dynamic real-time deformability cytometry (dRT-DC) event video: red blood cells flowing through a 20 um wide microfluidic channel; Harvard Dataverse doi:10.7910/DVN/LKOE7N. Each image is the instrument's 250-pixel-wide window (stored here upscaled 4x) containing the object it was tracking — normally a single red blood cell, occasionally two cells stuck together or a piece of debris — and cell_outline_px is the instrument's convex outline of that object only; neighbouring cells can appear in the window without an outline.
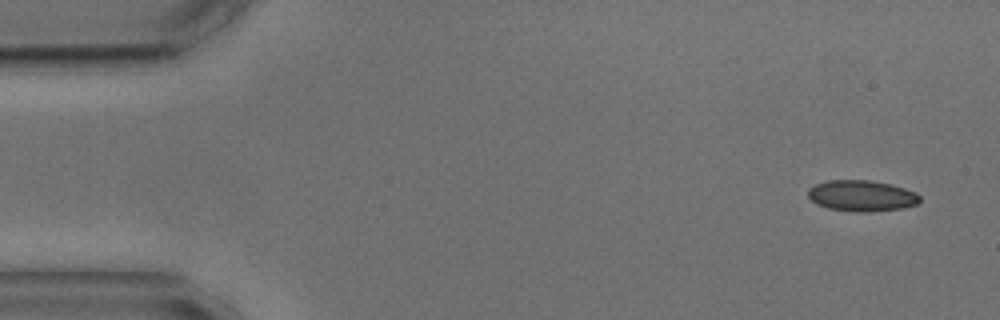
{"species": "common noctule bat (a hibernating species)", "species_latin": "Nyctalus noctula", "temperature_condition": "cold", "stored_images_in_passage": 5, "segment_of_instrument_passage": [1, 2], "camera_frame_rate_fps": 3000, "um_per_image_px": 0.085, "animal": {"sex": "male", "body_mass_g": 17.9, "forearm_length_mm": 54.2}, "frame": {"image": 1, "passage_image": 1, "time_ms": 0.0, "image_size_px": [1000, 320], "cell_outline_px": [[920, 204], [904, 208], [868, 212], [856, 212], [828, 208], [816, 204], [808, 196], [808, 188], [816, 184], [828, 180], [868, 180], [892, 184], [916, 192], [920, 196]], "centroid_in_image_um": [73.27, 16.64], "position_along_channel_um": 11.7, "area_um2": 20.4}}
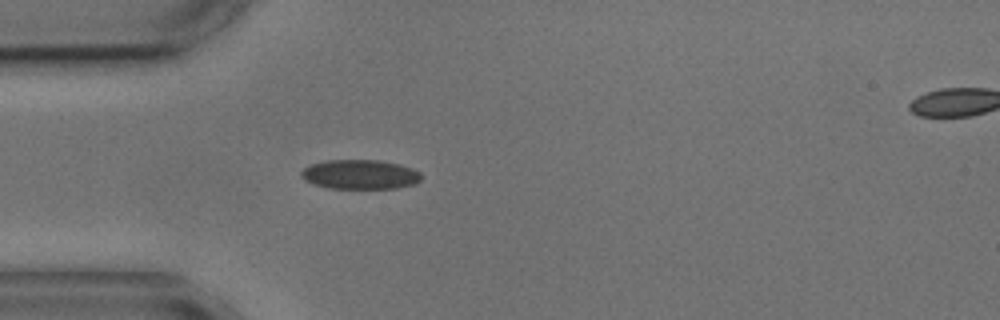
{"frame": {"image": 2, "passage_image": 4, "time_ms": 4.0, "image_size_px": [1000, 320], "cell_outline_px": [[420, 180], [416, 184], [396, 188], [328, 188], [312, 184], [304, 180], [300, 176], [300, 172], [308, 164], [328, 160], [380, 160], [400, 164], [412, 168], [420, 172]], "centroid_in_image_um": [30.57, 14.82], "position_along_channel_um": 54.4, "area_um2": 20.81}}